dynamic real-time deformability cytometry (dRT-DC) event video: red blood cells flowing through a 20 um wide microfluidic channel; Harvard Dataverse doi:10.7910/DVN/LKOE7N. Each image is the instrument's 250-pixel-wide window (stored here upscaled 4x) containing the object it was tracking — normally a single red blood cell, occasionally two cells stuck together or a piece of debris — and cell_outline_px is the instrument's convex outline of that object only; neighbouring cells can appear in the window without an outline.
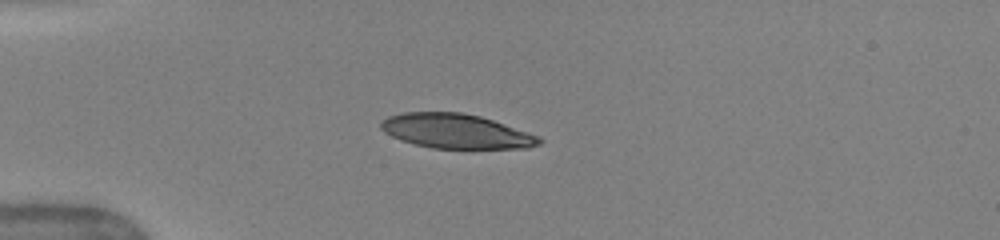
{"species": "human", "species_latin": "Homo sapiens", "temperature_condition": "warm", "stored_images_in_passage": 37, "camera_frame_rate_fps": 3000, "um_per_image_px": 0.085, "donor": {"sex": "female"}, "frame": {"image": 1, "passage_image": 1, "time_ms": 0.0, "image_size_px": [1000, 240], "cell_outline_px": [[544, 140], [540, 144], [528, 148], [432, 148], [400, 140], [384, 132], [380, 128], [380, 124], [388, 116], [404, 112], [460, 112], [480, 116], [540, 136]], "centroid_in_image_um": [38.77, 11.15], "position_along_channel_um": 46.2, "area_um2": 31.67}}
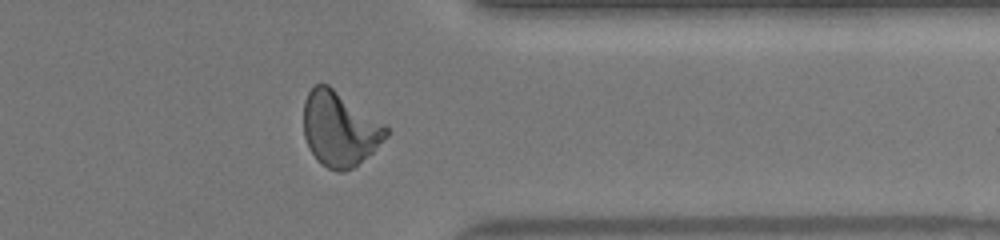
{"frame": {"image": 2, "passage_image": 28, "time_ms": 9.0, "image_size_px": [1000, 240], "cell_outline_px": [[388, 136], [372, 152], [352, 168], [344, 172], [336, 172], [320, 164], [316, 160], [304, 136], [304, 100], [308, 92], [316, 84], [328, 84], [384, 124], [388, 128]], "centroid_in_image_um": [28.85, 10.97], "position_along_channel_um": 382.5, "area_um2": 35.6}}
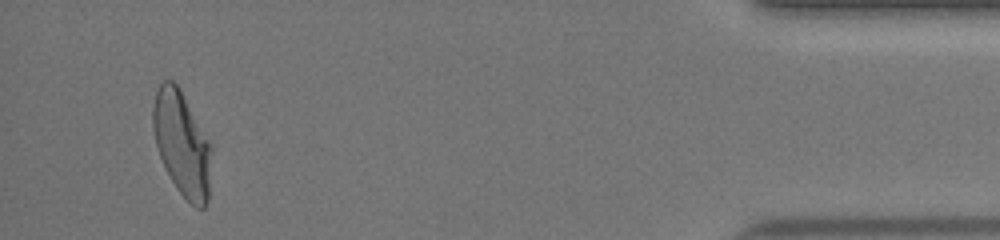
{"frame": {"image": 3, "passage_image": 35, "time_ms": 11.333, "image_size_px": [1000, 240], "cell_outline_px": [[212, 148], [208, 200], [204, 208], [196, 208], [176, 188], [160, 156], [156, 144], [152, 128], [152, 108], [156, 92], [160, 84], [164, 80], [172, 80], [180, 88], [212, 144]], "centroid_in_image_um": [15.48, 12.19], "position_along_channel_um": 419.7, "area_um2": 35.6}, "authors_computed_cell_mechanics": {"area_um2": 35.0268, "velocity_mm_per_s": 4.0686, "shape_relaxation_time_tau1_ms": 5.1132, "shape_relaxation_time_tau2_ms": 0.7889, "deformation_change_tau1": 0.2144, "deformation_change_tau2": 0.0762}}